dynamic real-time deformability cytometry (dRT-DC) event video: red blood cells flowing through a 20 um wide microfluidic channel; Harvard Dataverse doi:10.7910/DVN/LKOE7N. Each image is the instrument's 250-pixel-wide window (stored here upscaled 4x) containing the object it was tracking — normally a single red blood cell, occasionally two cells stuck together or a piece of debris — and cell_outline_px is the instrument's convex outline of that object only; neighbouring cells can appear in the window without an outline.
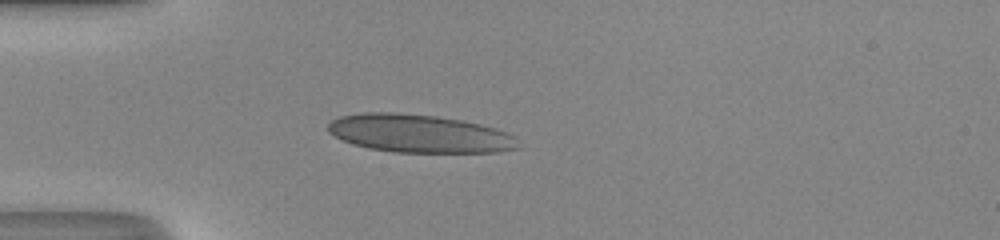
{"species": "human", "species_latin": "Homo sapiens", "temperature_condition": "room temperature", "stored_images_in_passage": 36, "camera_frame_rate_fps": 3000, "um_per_image_px": 0.085, "donor": {"sex": "male"}, "frame": {"image": 1, "passage_image": 1, "time_ms": 0.0, "image_size_px": [1000, 240], "cell_outline_px": [[520, 148], [496, 152], [392, 152], [368, 148], [352, 144], [328, 132], [328, 124], [332, 120], [340, 116], [364, 112], [396, 112], [436, 116], [460, 120], [480, 124], [496, 128], [508, 132], [516, 136]], "centroid_in_image_um": [35.66, 11.35], "position_along_channel_um": 49.3, "area_um2": 42.31}}
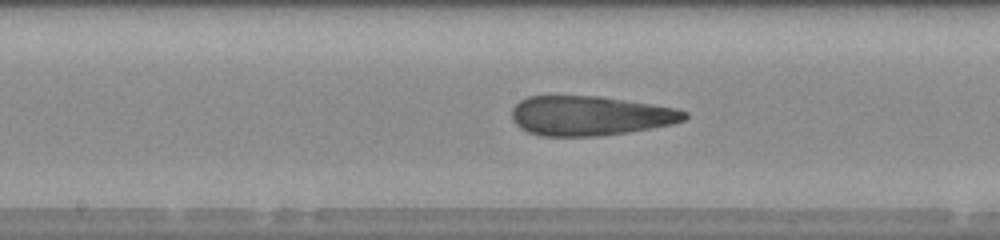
{"frame": {"image": 2, "passage_image": 13, "time_ms": 4.0, "image_size_px": [1000, 240], "cell_outline_px": [[688, 116], [684, 120], [672, 124], [652, 128], [628, 132], [600, 136], [540, 136], [528, 132], [520, 128], [512, 120], [512, 108], [520, 100], [528, 96], [600, 96], [676, 108], [688, 112]], "centroid_in_image_um": [50.14, 9.84], "position_along_channel_um": 198.1, "area_um2": 39.94}}
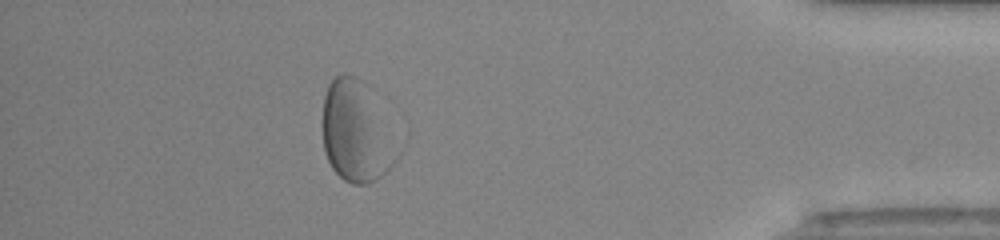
{"frame": {"image": 3, "passage_image": 31, "time_ms": 10.0, "image_size_px": [1000, 240], "cell_outline_px": [[408, 136], [396, 160], [376, 180], [368, 184], [352, 184], [344, 180], [332, 168], [328, 160], [324, 148], [320, 124], [324, 96], [328, 84], [336, 76], [344, 72], [356, 76], [408, 128]], "centroid_in_image_um": [30.53, 11.14], "position_along_channel_um": 404.7, "area_um2": 48.49}, "authors_computed_cell_mechanics": {"area_um2": 41.1247, "velocity_mm_per_s": 4.164, "shape_relaxation_time_tau1_ms": null, "shape_relaxation_time_tau2_ms": 1.0131, "deformation_change_tau1": null, "deformation_change_tau2": 0.0677}}